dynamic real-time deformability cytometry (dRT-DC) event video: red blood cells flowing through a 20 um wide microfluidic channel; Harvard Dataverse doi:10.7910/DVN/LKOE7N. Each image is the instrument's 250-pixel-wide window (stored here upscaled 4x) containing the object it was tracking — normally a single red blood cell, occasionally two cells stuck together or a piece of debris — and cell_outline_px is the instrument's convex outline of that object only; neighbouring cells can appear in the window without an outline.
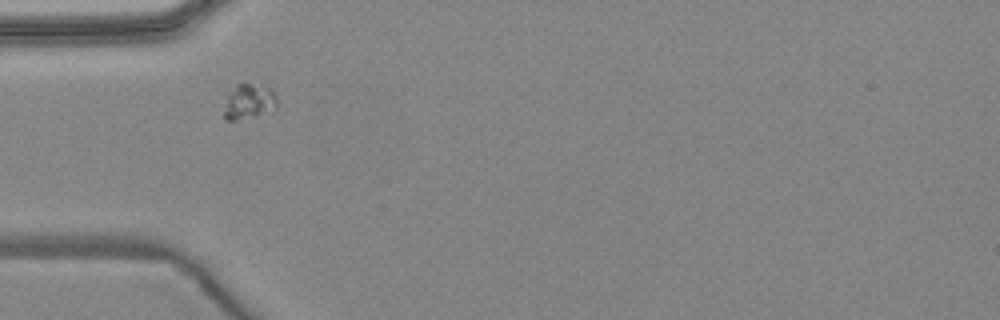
{"species": "common noctule bat (a hibernating species)", "species_latin": "Nyctalus noctula", "temperature_condition": "warm", "stored_images_in_passage": 2, "camera_frame_rate_fps": 3000, "um_per_image_px": 0.085, "animal": {"sex": "female", "body_mass_g": 24.6, "forearm_length_mm": 56.2}, "frame": {"image": 1, "passage_image": 1, "time_ms": 0.0, "image_size_px": [1000, 320], "cell_outline_px": [[276, 108], [252, 116], [236, 120], [224, 120], [224, 112], [228, 96], [236, 84], [244, 80], [264, 84], [272, 88], [276, 92]], "centroid_in_image_um": [21.19, 8.54], "position_along_channel_um": 63.8, "area_um2": 11.1}}
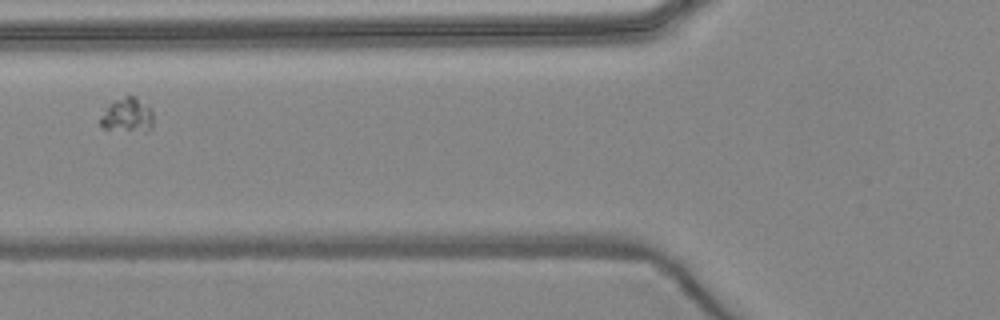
{"frame": {"image": 2, "passage_image": 2, "time_ms": 1.333, "image_size_px": [1000, 320], "cell_outline_px": [[152, 128], [148, 132], [144, 132], [104, 128], [100, 124], [100, 116], [112, 100], [124, 96], [136, 96], [152, 112]], "centroid_in_image_um": [10.81, 9.79], "position_along_channel_um": 115.0, "area_um2": 10.58}}